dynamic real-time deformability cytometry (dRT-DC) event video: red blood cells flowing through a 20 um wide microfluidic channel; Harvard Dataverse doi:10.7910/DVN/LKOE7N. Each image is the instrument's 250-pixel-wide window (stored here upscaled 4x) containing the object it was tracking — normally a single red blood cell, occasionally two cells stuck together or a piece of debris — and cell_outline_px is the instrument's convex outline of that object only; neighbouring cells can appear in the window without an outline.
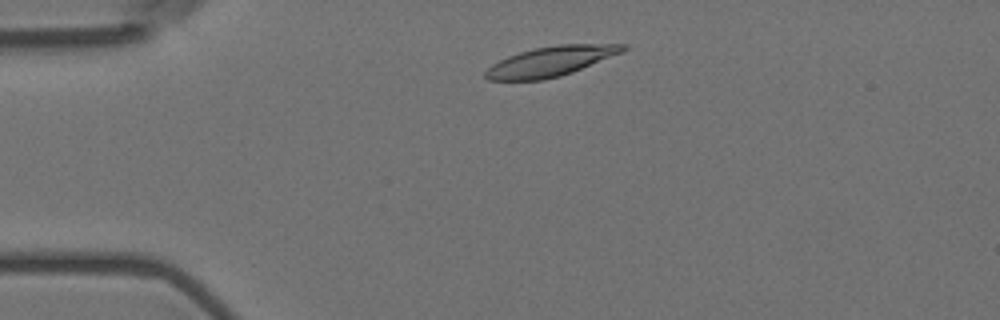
{"species": "Egyptian fruit bat (a non-hibernating species)", "species_latin": "Rousettus aegyptiacus", "temperature_condition": "room temperature", "stored_images_in_passage": 49, "camera_frame_rate_fps": 3000, "um_per_image_px": 0.085, "animal": {"sex": "female"}, "frame": {"image": 1, "passage_image": 5, "time_ms": 1.333, "image_size_px": [1000, 320], "cell_outline_px": [[628, 48], [624, 52], [572, 72], [560, 76], [544, 80], [488, 80], [484, 76], [484, 72], [492, 64], [508, 56], [520, 52], [536, 48], [560, 44], [628, 44]], "centroid_in_image_um": [46.84, 5.21], "position_along_channel_um": 38.2, "area_um2": 23.87}}
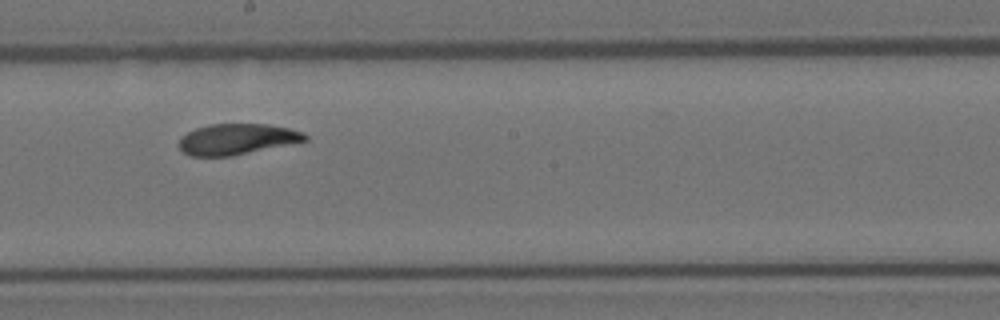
{"frame": {"image": 2, "passage_image": 24, "time_ms": 7.667, "image_size_px": [1000, 320], "cell_outline_px": [[308, 140], [232, 156], [188, 156], [180, 148], [180, 136], [196, 128], [208, 124], [268, 124], [288, 128], [304, 132], [308, 136]], "centroid_in_image_um": [20.14, 11.82], "position_along_channel_um": 228.1, "area_um2": 22.6}}
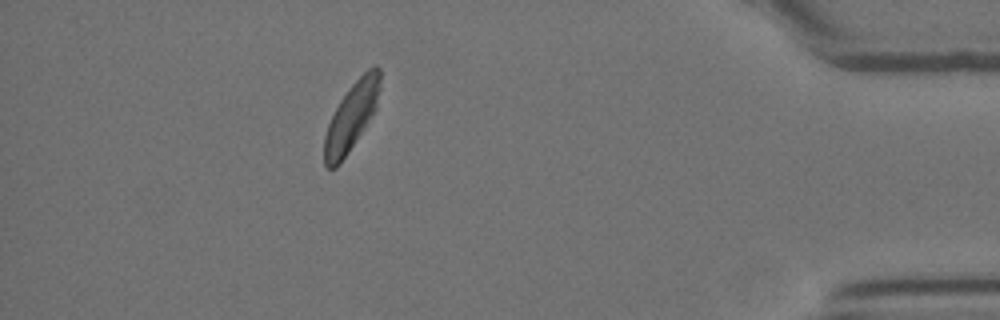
{"frame": {"image": 3, "passage_image": 43, "time_ms": 14.0, "image_size_px": [1000, 320], "cell_outline_px": [[380, 88], [376, 108], [372, 116], [340, 164], [336, 168], [328, 168], [324, 164], [324, 136], [328, 124], [340, 100], [348, 88], [368, 68], [376, 64], [380, 68]], "centroid_in_image_um": [29.87, 9.9], "position_along_channel_um": 405.3, "area_um2": 21.85}, "authors_computed_cell_mechanics": {"area_um2": 23.2934, "velocity_mm_per_s": 3.5491, "shape_relaxation_time_tau1_ms": 3.9193, "shape_relaxation_time_tau2_ms": 3.6897, "deformation_change_tau1": 0.1486, "deformation_change_tau2": 0.0391}}